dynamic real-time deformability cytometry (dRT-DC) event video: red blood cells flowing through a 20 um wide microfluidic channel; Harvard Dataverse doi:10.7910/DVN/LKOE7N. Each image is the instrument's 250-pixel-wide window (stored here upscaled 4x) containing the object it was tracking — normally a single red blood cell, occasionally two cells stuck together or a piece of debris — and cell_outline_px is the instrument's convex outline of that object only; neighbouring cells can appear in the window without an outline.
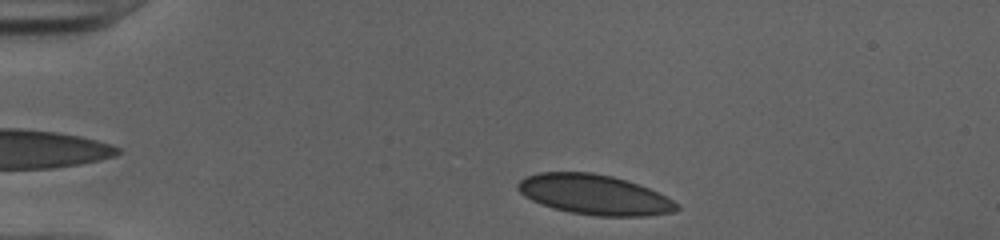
{"species": "human", "species_latin": "Homo sapiens", "temperature_condition": "cold", "stored_images_in_passage": 38, "camera_frame_rate_fps": 3000, "um_per_image_px": 0.085, "donor": {"sex": "female"}, "frame": {"image": 1, "passage_image": 2, "time_ms": 0.333, "image_size_px": [1000, 240], "cell_outline_px": [[680, 208], [676, 212], [648, 216], [596, 216], [568, 212], [540, 204], [524, 196], [516, 188], [516, 184], [524, 176], [540, 172], [592, 172], [612, 176], [648, 188], [672, 200]], "centroid_in_image_um": [50.48, 16.55], "position_along_channel_um": 34.5, "area_um2": 37.05}}
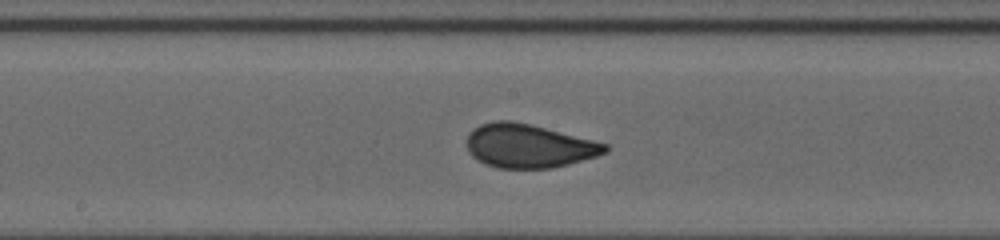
{"frame": {"image": 2, "passage_image": 19, "time_ms": 6.0, "image_size_px": [1000, 240], "cell_outline_px": [[608, 152], [596, 156], [568, 164], [552, 168], [500, 168], [484, 164], [472, 156], [468, 152], [468, 132], [472, 128], [480, 124], [492, 120], [508, 120], [532, 124], [608, 144]], "centroid_in_image_um": [44.92, 12.39], "position_along_channel_um": 203.3, "area_um2": 35.32}}
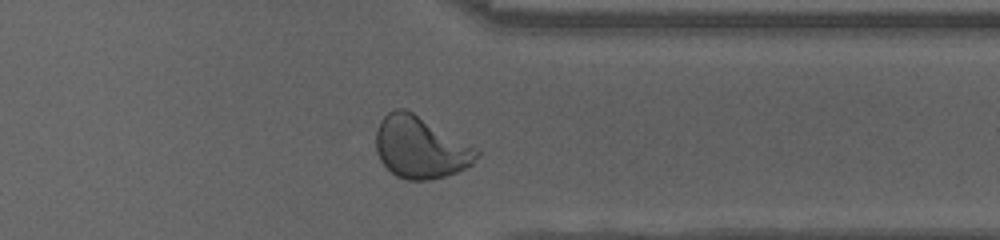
{"frame": {"image": 3, "passage_image": 32, "time_ms": 10.333, "image_size_px": [1000, 240], "cell_outline_px": [[480, 152], [472, 164], [456, 172], [444, 176], [428, 180], [404, 180], [396, 176], [380, 160], [376, 152], [376, 132], [380, 120], [388, 112], [396, 108], [404, 108], [412, 112]], "centroid_in_image_um": [35.66, 12.55], "position_along_channel_um": 375.7, "area_um2": 35.49}, "authors_computed_cell_mechanics": {"area_um2": 35.3736, "velocity_mm_per_s": 4.013, "shape_relaxation_time_tau1_ms": 7.5854, "shape_relaxation_time_tau2_ms": null, "deformation_change_tau1": 0.1966, "deformation_change_tau2": null}}